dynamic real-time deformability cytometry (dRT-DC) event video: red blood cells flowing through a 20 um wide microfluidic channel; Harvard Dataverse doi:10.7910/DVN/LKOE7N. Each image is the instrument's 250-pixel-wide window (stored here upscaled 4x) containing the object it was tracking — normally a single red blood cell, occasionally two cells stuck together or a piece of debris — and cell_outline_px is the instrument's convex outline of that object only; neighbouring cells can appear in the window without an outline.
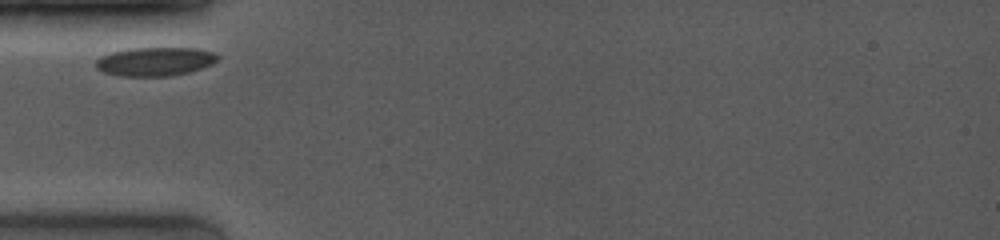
{"species": "common noctule bat (a hibernating species)", "species_latin": "Nyctalus noctula", "temperature_condition": "room temperature", "stored_images_in_passage": 3, "camera_frame_rate_fps": 4000, "um_per_image_px": 0.085, "animal": {"sex": "female", "body_mass_g": 19.0, "forearm_length_mm": 53.3}, "frame": {"image": 1, "passage_image": 1, "time_ms": 0.0, "image_size_px": [1000, 240], "cell_outline_px": [[220, 56], [212, 64], [188, 72], [172, 76], [120, 76], [104, 72], [96, 68], [96, 60], [100, 56], [112, 52], [128, 48], [196, 48], [212, 52]], "centroid_in_image_um": [13.15, 5.23], "position_along_channel_um": 71.8, "area_um2": 20.35}}